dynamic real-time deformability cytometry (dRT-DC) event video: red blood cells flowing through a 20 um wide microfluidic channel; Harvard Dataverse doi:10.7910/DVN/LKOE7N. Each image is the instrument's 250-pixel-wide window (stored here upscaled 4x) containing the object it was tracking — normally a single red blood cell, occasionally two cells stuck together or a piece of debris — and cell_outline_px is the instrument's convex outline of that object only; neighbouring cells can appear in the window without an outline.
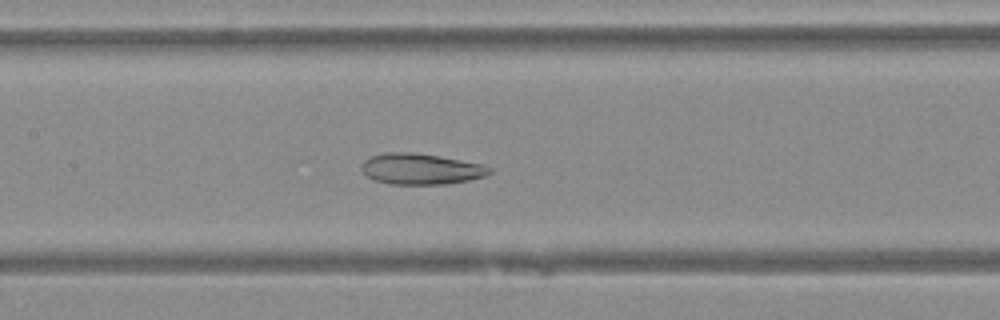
{"species": "Egyptian fruit bat (a non-hibernating species)", "species_latin": "Rousettus aegyptiacus", "temperature_condition": "warm", "stored_images_in_passage": 42, "camera_frame_rate_fps": 3000, "um_per_image_px": 0.085, "animal": {"sex": "female"}, "frame": {"image": 1, "passage_image": 23, "time_ms": 7.333, "image_size_px": [1000, 320], "cell_outline_px": [[492, 172], [484, 176], [468, 180], [448, 184], [392, 184], [376, 180], [368, 176], [360, 168], [364, 160], [372, 156], [388, 152], [412, 152], [440, 156], [480, 164], [492, 168]], "centroid_in_image_um": [35.78, 14.36], "position_along_channel_um": 171.6, "area_um2": 22.83}}
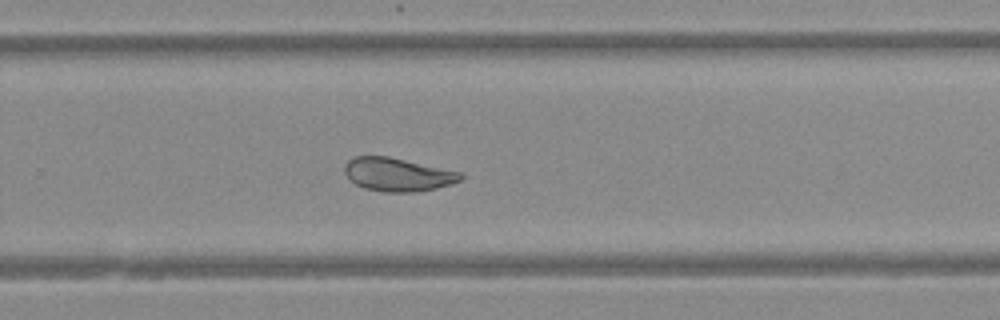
{"frame": {"image": 2, "passage_image": 32, "time_ms": 10.333, "image_size_px": [1000, 320], "cell_outline_px": [[464, 176], [460, 180], [452, 184], [436, 188], [416, 192], [384, 192], [364, 188], [356, 184], [344, 172], [344, 164], [348, 160], [356, 156], [388, 156], [464, 172]], "centroid_in_image_um": [33.84, 14.83], "position_along_channel_um": 296.0, "area_um2": 22.72}}
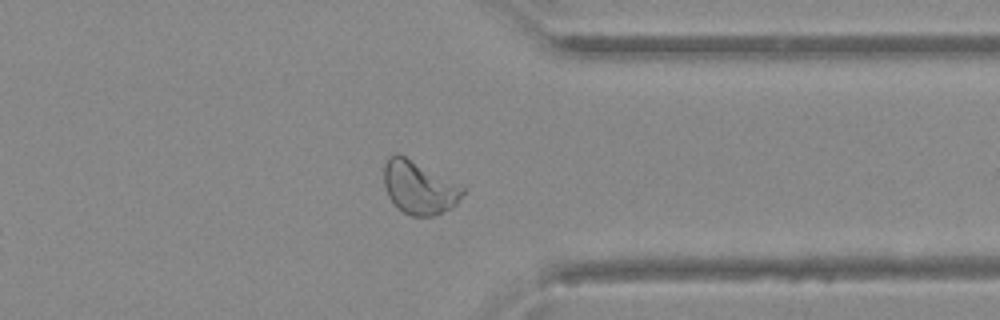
{"frame": {"image": 3, "passage_image": 38, "time_ms": 12.333, "image_size_px": [1000, 320], "cell_outline_px": [[464, 192], [456, 204], [452, 208], [432, 216], [412, 216], [404, 212], [388, 196], [384, 184], [384, 164], [388, 156], [396, 152], [404, 156], [464, 188]], "centroid_in_image_um": [35.58, 15.94], "position_along_channel_um": 375.8, "area_um2": 23.7}}